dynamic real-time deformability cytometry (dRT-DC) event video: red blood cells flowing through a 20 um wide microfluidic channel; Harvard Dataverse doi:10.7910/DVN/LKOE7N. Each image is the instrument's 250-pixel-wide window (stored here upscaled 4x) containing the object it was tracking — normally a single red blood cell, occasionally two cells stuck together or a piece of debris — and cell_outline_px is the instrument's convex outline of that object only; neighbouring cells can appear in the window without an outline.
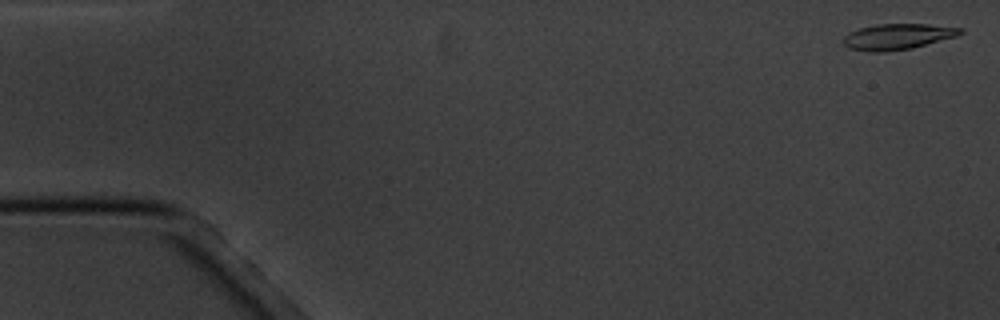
{"species": "common noctule bat (a hibernating species)", "species_latin": "Nyctalus noctula", "temperature_condition": "cold", "stored_images_in_passage": 5, "camera_frame_rate_fps": 3000, "um_per_image_px": 0.085, "animal": {"sex": "male", "body_mass_g": 20.1, "forearm_length_mm": 53.5}, "frame": {"image": 1, "passage_image": 1, "time_ms": 0.0, "image_size_px": [1000, 320], "cell_outline_px": [[964, 32], [956, 36], [912, 48], [884, 52], [872, 52], [848, 48], [840, 40], [848, 32], [860, 28], [876, 24], [928, 24], [964, 28]], "centroid_in_image_um": [76.26, 3.11], "position_along_channel_um": 8.7, "area_um2": 17.69}}
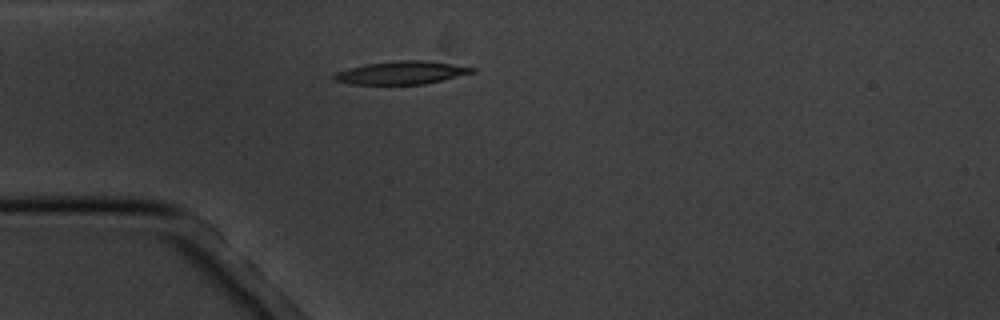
{"frame": {"image": 2, "passage_image": 5, "time_ms": 4.667, "image_size_px": [1000, 320], "cell_outline_px": [[476, 72], [424, 84], [352, 84], [332, 80], [332, 76], [336, 72], [348, 68], [368, 64], [396, 60], [428, 60], [476, 68]], "centroid_in_image_um": [34.12, 6.17], "position_along_channel_um": 50.9, "area_um2": 18.5}}